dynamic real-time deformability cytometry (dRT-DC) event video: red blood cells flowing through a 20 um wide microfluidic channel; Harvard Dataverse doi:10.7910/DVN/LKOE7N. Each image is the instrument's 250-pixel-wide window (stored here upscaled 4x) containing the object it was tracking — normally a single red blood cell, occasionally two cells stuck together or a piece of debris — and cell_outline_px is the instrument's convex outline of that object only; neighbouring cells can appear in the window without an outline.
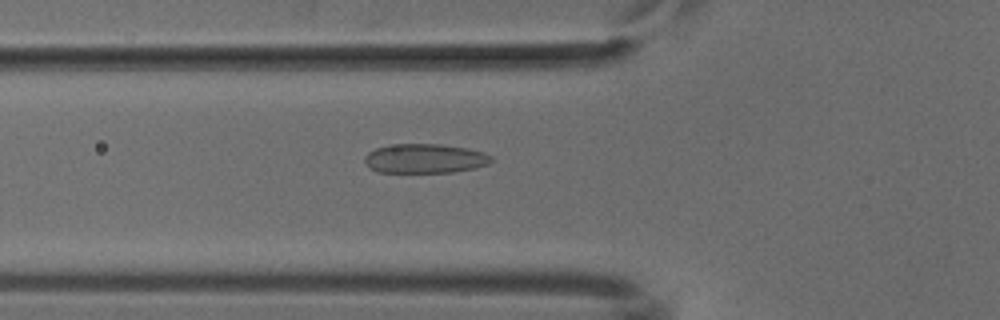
{"species": "common noctule bat (a hibernating species)", "species_latin": "Nyctalus noctula", "temperature_condition": "cold", "stored_images_in_passage": 34, "camera_frame_rate_fps": 3000, "um_per_image_px": 0.085, "animal": {"sex": "male", "body_mass_g": 18.8}, "frame": {"image": 1, "passage_image": 6, "time_ms": 1.667, "image_size_px": [1000, 320], "cell_outline_px": [[492, 160], [488, 164], [476, 168], [452, 172], [376, 172], [368, 168], [364, 164], [364, 156], [368, 152], [376, 148], [388, 144], [440, 144], [468, 148], [484, 152], [492, 156]], "centroid_in_image_um": [36.08, 13.47], "position_along_channel_um": 89.7, "area_um2": 21.96}}
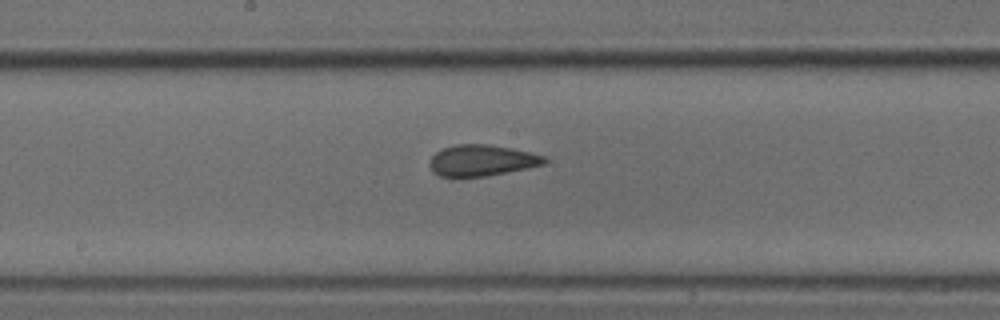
{"frame": {"image": 2, "passage_image": 15, "time_ms": 4.667, "image_size_px": [1000, 320], "cell_outline_px": [[548, 160], [544, 164], [528, 168], [488, 176], [460, 180], [452, 180], [440, 176], [432, 172], [428, 164], [432, 156], [436, 152], [444, 148], [456, 144], [488, 144], [512, 148], [532, 152], [548, 156]], "centroid_in_image_um": [40.92, 13.68], "position_along_channel_um": 207.3, "area_um2": 21.85}}
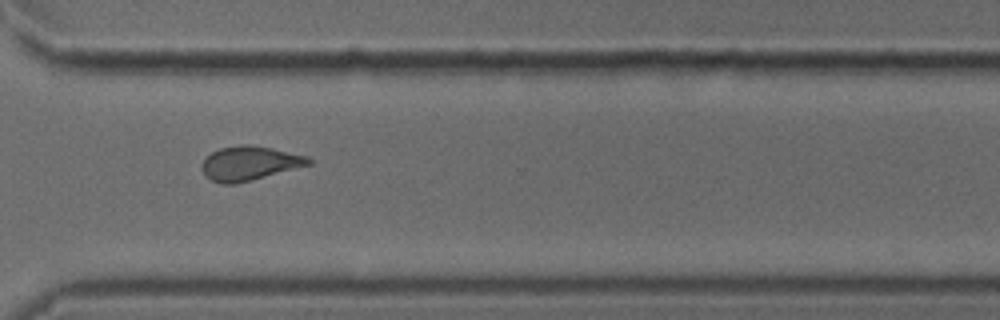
{"frame": {"image": 3, "passage_image": 26, "time_ms": 8.333, "image_size_px": [1000, 320], "cell_outline_px": [[312, 164], [252, 180], [236, 184], [220, 184], [204, 176], [200, 168], [200, 164], [212, 152], [220, 148], [240, 144], [248, 144], [272, 148], [308, 156], [312, 160]], "centroid_in_image_um": [21.19, 13.88], "position_along_channel_um": 349.4, "area_um2": 21.44}}